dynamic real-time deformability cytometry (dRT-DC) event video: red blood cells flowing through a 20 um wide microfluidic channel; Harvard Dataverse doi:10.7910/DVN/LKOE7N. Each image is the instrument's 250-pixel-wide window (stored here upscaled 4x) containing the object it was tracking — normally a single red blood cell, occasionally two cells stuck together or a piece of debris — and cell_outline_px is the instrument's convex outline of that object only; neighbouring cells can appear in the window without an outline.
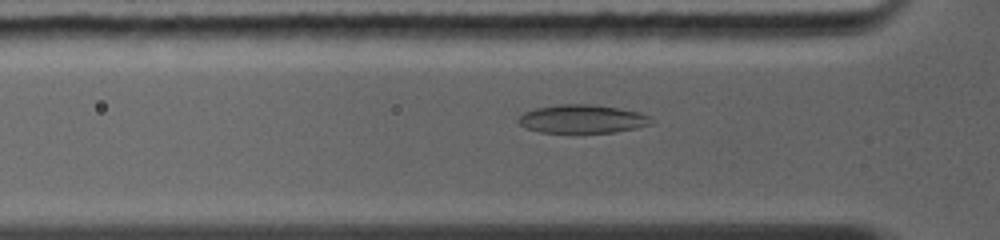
{"species": "common noctule bat (a hibernating species)", "species_latin": "Nyctalus noctula", "temperature_condition": "warm", "stored_images_in_passage": 51, "camera_frame_rate_fps": 5000, "um_per_image_px": 0.085, "animal": {"sex": "female", "body_mass_g": 19.0, "forearm_length_mm": 56.7}, "frame": {"image": 1, "passage_image": 11, "time_ms": 2.8, "image_size_px": [1000, 240], "cell_outline_px": [[652, 124], [636, 128], [616, 132], [540, 132], [524, 128], [516, 120], [524, 112], [536, 108], [556, 104], [592, 104], [640, 112], [648, 116], [652, 120]], "centroid_in_image_um": [49.47, 10.11], "position_along_channel_um": 76.3, "area_um2": 21.96}}
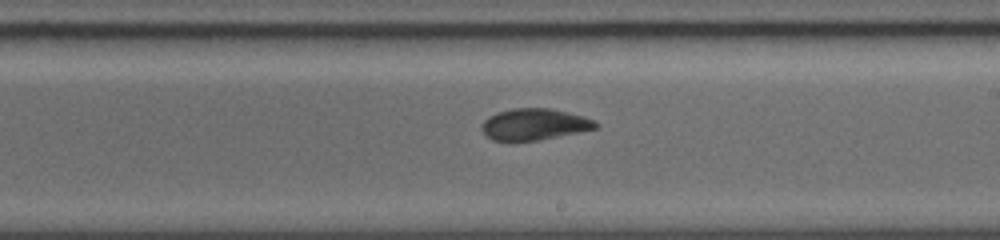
{"frame": {"image": 2, "passage_image": 28, "time_ms": 6.6, "image_size_px": [1000, 240], "cell_outline_px": [[600, 124], [596, 128], [540, 140], [492, 140], [480, 128], [480, 124], [488, 116], [496, 112], [512, 108], [552, 108], [584, 116], [596, 120]], "centroid_in_image_um": [45.42, 10.54], "position_along_channel_um": 243.6, "area_um2": 20.92}}
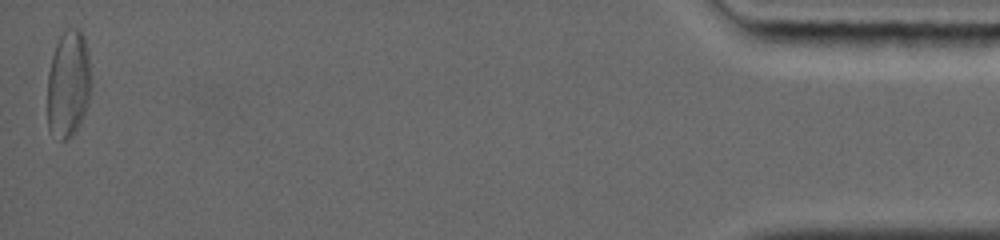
{"frame": {"image": 3, "passage_image": 51, "time_ms": 13.8, "image_size_px": [1000, 240], "cell_outline_px": [[88, 104], [80, 124], [72, 136], [64, 140], [60, 140], [48, 128], [48, 72], [52, 56], [56, 44], [60, 36], [68, 28], [80, 28], [84, 36], [88, 52]], "centroid_in_image_um": [5.78, 7.14], "position_along_channel_um": 429.4, "area_um2": 26.82}, "authors_computed_cell_mechanics": {"area_um2": 22.1952, "velocity_mm_per_s": 4.4072, "shape_relaxation_time_tau1_ms": null, "shape_relaxation_time_tau2_ms": 4.5311, "deformation_change_tau1": null, "deformation_change_tau2": 0.0777}}